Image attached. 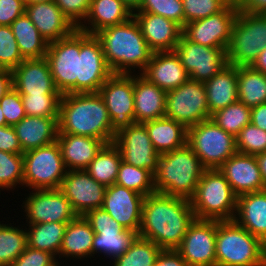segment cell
I'll return each instance as SVG.
<instances>
[{
    "instance_id": "6",
    "label": "cell",
    "mask_w": 266,
    "mask_h": 266,
    "mask_svg": "<svg viewBox=\"0 0 266 266\" xmlns=\"http://www.w3.org/2000/svg\"><path fill=\"white\" fill-rule=\"evenodd\" d=\"M190 202L196 219L233 220L237 196L218 169H206Z\"/></svg>"
},
{
    "instance_id": "43",
    "label": "cell",
    "mask_w": 266,
    "mask_h": 266,
    "mask_svg": "<svg viewBox=\"0 0 266 266\" xmlns=\"http://www.w3.org/2000/svg\"><path fill=\"white\" fill-rule=\"evenodd\" d=\"M23 154L0 151V188L12 190L17 185L23 186Z\"/></svg>"
},
{
    "instance_id": "28",
    "label": "cell",
    "mask_w": 266,
    "mask_h": 266,
    "mask_svg": "<svg viewBox=\"0 0 266 266\" xmlns=\"http://www.w3.org/2000/svg\"><path fill=\"white\" fill-rule=\"evenodd\" d=\"M67 171L85 170L105 143L93 137L58 133L57 140Z\"/></svg>"
},
{
    "instance_id": "15",
    "label": "cell",
    "mask_w": 266,
    "mask_h": 266,
    "mask_svg": "<svg viewBox=\"0 0 266 266\" xmlns=\"http://www.w3.org/2000/svg\"><path fill=\"white\" fill-rule=\"evenodd\" d=\"M174 51L193 81L204 83L228 64L226 49L193 43L183 34Z\"/></svg>"
},
{
    "instance_id": "42",
    "label": "cell",
    "mask_w": 266,
    "mask_h": 266,
    "mask_svg": "<svg viewBox=\"0 0 266 266\" xmlns=\"http://www.w3.org/2000/svg\"><path fill=\"white\" fill-rule=\"evenodd\" d=\"M250 115L251 108L237 101L215 112L210 118L224 131L236 137L250 123Z\"/></svg>"
},
{
    "instance_id": "49",
    "label": "cell",
    "mask_w": 266,
    "mask_h": 266,
    "mask_svg": "<svg viewBox=\"0 0 266 266\" xmlns=\"http://www.w3.org/2000/svg\"><path fill=\"white\" fill-rule=\"evenodd\" d=\"M0 106L7 126H14L26 116L21 95L13 87L0 99Z\"/></svg>"
},
{
    "instance_id": "14",
    "label": "cell",
    "mask_w": 266,
    "mask_h": 266,
    "mask_svg": "<svg viewBox=\"0 0 266 266\" xmlns=\"http://www.w3.org/2000/svg\"><path fill=\"white\" fill-rule=\"evenodd\" d=\"M112 75L99 39L95 35L80 31L79 78H76V93H98L100 87Z\"/></svg>"
},
{
    "instance_id": "62",
    "label": "cell",
    "mask_w": 266,
    "mask_h": 266,
    "mask_svg": "<svg viewBox=\"0 0 266 266\" xmlns=\"http://www.w3.org/2000/svg\"><path fill=\"white\" fill-rule=\"evenodd\" d=\"M0 126H7L1 106H0Z\"/></svg>"
},
{
    "instance_id": "54",
    "label": "cell",
    "mask_w": 266,
    "mask_h": 266,
    "mask_svg": "<svg viewBox=\"0 0 266 266\" xmlns=\"http://www.w3.org/2000/svg\"><path fill=\"white\" fill-rule=\"evenodd\" d=\"M153 266H188L177 250L162 249Z\"/></svg>"
},
{
    "instance_id": "13",
    "label": "cell",
    "mask_w": 266,
    "mask_h": 266,
    "mask_svg": "<svg viewBox=\"0 0 266 266\" xmlns=\"http://www.w3.org/2000/svg\"><path fill=\"white\" fill-rule=\"evenodd\" d=\"M98 93L106 104L115 133L135 123L133 74H113Z\"/></svg>"
},
{
    "instance_id": "45",
    "label": "cell",
    "mask_w": 266,
    "mask_h": 266,
    "mask_svg": "<svg viewBox=\"0 0 266 266\" xmlns=\"http://www.w3.org/2000/svg\"><path fill=\"white\" fill-rule=\"evenodd\" d=\"M237 151L256 156L266 152V131L251 122L244 126L236 136Z\"/></svg>"
},
{
    "instance_id": "64",
    "label": "cell",
    "mask_w": 266,
    "mask_h": 266,
    "mask_svg": "<svg viewBox=\"0 0 266 266\" xmlns=\"http://www.w3.org/2000/svg\"><path fill=\"white\" fill-rule=\"evenodd\" d=\"M264 266H266V242H265Z\"/></svg>"
},
{
    "instance_id": "63",
    "label": "cell",
    "mask_w": 266,
    "mask_h": 266,
    "mask_svg": "<svg viewBox=\"0 0 266 266\" xmlns=\"http://www.w3.org/2000/svg\"><path fill=\"white\" fill-rule=\"evenodd\" d=\"M245 0H233V5L240 6Z\"/></svg>"
},
{
    "instance_id": "44",
    "label": "cell",
    "mask_w": 266,
    "mask_h": 266,
    "mask_svg": "<svg viewBox=\"0 0 266 266\" xmlns=\"http://www.w3.org/2000/svg\"><path fill=\"white\" fill-rule=\"evenodd\" d=\"M26 116L59 117L61 95H21Z\"/></svg>"
},
{
    "instance_id": "29",
    "label": "cell",
    "mask_w": 266,
    "mask_h": 266,
    "mask_svg": "<svg viewBox=\"0 0 266 266\" xmlns=\"http://www.w3.org/2000/svg\"><path fill=\"white\" fill-rule=\"evenodd\" d=\"M59 117L25 116L13 128L23 152L57 140Z\"/></svg>"
},
{
    "instance_id": "7",
    "label": "cell",
    "mask_w": 266,
    "mask_h": 266,
    "mask_svg": "<svg viewBox=\"0 0 266 266\" xmlns=\"http://www.w3.org/2000/svg\"><path fill=\"white\" fill-rule=\"evenodd\" d=\"M266 47V14L239 9L226 49L229 64L251 66Z\"/></svg>"
},
{
    "instance_id": "51",
    "label": "cell",
    "mask_w": 266,
    "mask_h": 266,
    "mask_svg": "<svg viewBox=\"0 0 266 266\" xmlns=\"http://www.w3.org/2000/svg\"><path fill=\"white\" fill-rule=\"evenodd\" d=\"M62 13L78 28L86 18L91 0H54Z\"/></svg>"
},
{
    "instance_id": "8",
    "label": "cell",
    "mask_w": 266,
    "mask_h": 266,
    "mask_svg": "<svg viewBox=\"0 0 266 266\" xmlns=\"http://www.w3.org/2000/svg\"><path fill=\"white\" fill-rule=\"evenodd\" d=\"M187 144L206 169H218L237 153L236 137L211 118L188 128Z\"/></svg>"
},
{
    "instance_id": "55",
    "label": "cell",
    "mask_w": 266,
    "mask_h": 266,
    "mask_svg": "<svg viewBox=\"0 0 266 266\" xmlns=\"http://www.w3.org/2000/svg\"><path fill=\"white\" fill-rule=\"evenodd\" d=\"M250 122L266 131V103L251 108Z\"/></svg>"
},
{
    "instance_id": "11",
    "label": "cell",
    "mask_w": 266,
    "mask_h": 266,
    "mask_svg": "<svg viewBox=\"0 0 266 266\" xmlns=\"http://www.w3.org/2000/svg\"><path fill=\"white\" fill-rule=\"evenodd\" d=\"M165 116L187 129L210 118L203 82L189 79L166 94Z\"/></svg>"
},
{
    "instance_id": "5",
    "label": "cell",
    "mask_w": 266,
    "mask_h": 266,
    "mask_svg": "<svg viewBox=\"0 0 266 266\" xmlns=\"http://www.w3.org/2000/svg\"><path fill=\"white\" fill-rule=\"evenodd\" d=\"M216 266H264L265 243L234 220H217Z\"/></svg>"
},
{
    "instance_id": "48",
    "label": "cell",
    "mask_w": 266,
    "mask_h": 266,
    "mask_svg": "<svg viewBox=\"0 0 266 266\" xmlns=\"http://www.w3.org/2000/svg\"><path fill=\"white\" fill-rule=\"evenodd\" d=\"M182 3L185 24L217 14L228 5L224 0H182Z\"/></svg>"
},
{
    "instance_id": "2",
    "label": "cell",
    "mask_w": 266,
    "mask_h": 266,
    "mask_svg": "<svg viewBox=\"0 0 266 266\" xmlns=\"http://www.w3.org/2000/svg\"><path fill=\"white\" fill-rule=\"evenodd\" d=\"M58 133L93 137L113 143L116 133L99 93H65L59 103Z\"/></svg>"
},
{
    "instance_id": "3",
    "label": "cell",
    "mask_w": 266,
    "mask_h": 266,
    "mask_svg": "<svg viewBox=\"0 0 266 266\" xmlns=\"http://www.w3.org/2000/svg\"><path fill=\"white\" fill-rule=\"evenodd\" d=\"M99 39L105 61L113 74H132L135 68L144 71L153 52L143 37L134 17L107 27L95 34Z\"/></svg>"
},
{
    "instance_id": "25",
    "label": "cell",
    "mask_w": 266,
    "mask_h": 266,
    "mask_svg": "<svg viewBox=\"0 0 266 266\" xmlns=\"http://www.w3.org/2000/svg\"><path fill=\"white\" fill-rule=\"evenodd\" d=\"M25 13L48 43L68 37L77 29L54 1L25 5Z\"/></svg>"
},
{
    "instance_id": "18",
    "label": "cell",
    "mask_w": 266,
    "mask_h": 266,
    "mask_svg": "<svg viewBox=\"0 0 266 266\" xmlns=\"http://www.w3.org/2000/svg\"><path fill=\"white\" fill-rule=\"evenodd\" d=\"M217 220L195 219L176 249L188 266H216Z\"/></svg>"
},
{
    "instance_id": "17",
    "label": "cell",
    "mask_w": 266,
    "mask_h": 266,
    "mask_svg": "<svg viewBox=\"0 0 266 266\" xmlns=\"http://www.w3.org/2000/svg\"><path fill=\"white\" fill-rule=\"evenodd\" d=\"M32 192V193H31ZM22 203L26 223L60 222L68 224L78 215L59 189L32 190Z\"/></svg>"
},
{
    "instance_id": "27",
    "label": "cell",
    "mask_w": 266,
    "mask_h": 266,
    "mask_svg": "<svg viewBox=\"0 0 266 266\" xmlns=\"http://www.w3.org/2000/svg\"><path fill=\"white\" fill-rule=\"evenodd\" d=\"M133 74L135 123L165 117L167 92L149 82L141 74Z\"/></svg>"
},
{
    "instance_id": "57",
    "label": "cell",
    "mask_w": 266,
    "mask_h": 266,
    "mask_svg": "<svg viewBox=\"0 0 266 266\" xmlns=\"http://www.w3.org/2000/svg\"><path fill=\"white\" fill-rule=\"evenodd\" d=\"M13 87L12 71L8 69H0V99Z\"/></svg>"
},
{
    "instance_id": "56",
    "label": "cell",
    "mask_w": 266,
    "mask_h": 266,
    "mask_svg": "<svg viewBox=\"0 0 266 266\" xmlns=\"http://www.w3.org/2000/svg\"><path fill=\"white\" fill-rule=\"evenodd\" d=\"M239 9L249 13L266 14V0H245Z\"/></svg>"
},
{
    "instance_id": "40",
    "label": "cell",
    "mask_w": 266,
    "mask_h": 266,
    "mask_svg": "<svg viewBox=\"0 0 266 266\" xmlns=\"http://www.w3.org/2000/svg\"><path fill=\"white\" fill-rule=\"evenodd\" d=\"M115 184L132 189L143 196L155 193L154 174L148 169L135 167L122 161Z\"/></svg>"
},
{
    "instance_id": "53",
    "label": "cell",
    "mask_w": 266,
    "mask_h": 266,
    "mask_svg": "<svg viewBox=\"0 0 266 266\" xmlns=\"http://www.w3.org/2000/svg\"><path fill=\"white\" fill-rule=\"evenodd\" d=\"M0 151L23 154L13 126H0Z\"/></svg>"
},
{
    "instance_id": "52",
    "label": "cell",
    "mask_w": 266,
    "mask_h": 266,
    "mask_svg": "<svg viewBox=\"0 0 266 266\" xmlns=\"http://www.w3.org/2000/svg\"><path fill=\"white\" fill-rule=\"evenodd\" d=\"M25 13L23 0H0V25L10 26L12 22Z\"/></svg>"
},
{
    "instance_id": "23",
    "label": "cell",
    "mask_w": 266,
    "mask_h": 266,
    "mask_svg": "<svg viewBox=\"0 0 266 266\" xmlns=\"http://www.w3.org/2000/svg\"><path fill=\"white\" fill-rule=\"evenodd\" d=\"M218 170L229 182L237 197L246 193L266 190L257 159L253 155L237 152Z\"/></svg>"
},
{
    "instance_id": "34",
    "label": "cell",
    "mask_w": 266,
    "mask_h": 266,
    "mask_svg": "<svg viewBox=\"0 0 266 266\" xmlns=\"http://www.w3.org/2000/svg\"><path fill=\"white\" fill-rule=\"evenodd\" d=\"M95 232L84 216H77L66 226L62 245L57 257L91 258ZM71 257V258H70Z\"/></svg>"
},
{
    "instance_id": "10",
    "label": "cell",
    "mask_w": 266,
    "mask_h": 266,
    "mask_svg": "<svg viewBox=\"0 0 266 266\" xmlns=\"http://www.w3.org/2000/svg\"><path fill=\"white\" fill-rule=\"evenodd\" d=\"M80 30L68 37L48 43V60L54 84L60 94L76 93L79 78Z\"/></svg>"
},
{
    "instance_id": "38",
    "label": "cell",
    "mask_w": 266,
    "mask_h": 266,
    "mask_svg": "<svg viewBox=\"0 0 266 266\" xmlns=\"http://www.w3.org/2000/svg\"><path fill=\"white\" fill-rule=\"evenodd\" d=\"M121 162L119 148L114 143H109L102 147L85 170L95 181L107 187L115 184Z\"/></svg>"
},
{
    "instance_id": "41",
    "label": "cell",
    "mask_w": 266,
    "mask_h": 266,
    "mask_svg": "<svg viewBox=\"0 0 266 266\" xmlns=\"http://www.w3.org/2000/svg\"><path fill=\"white\" fill-rule=\"evenodd\" d=\"M162 249L152 241L138 236L130 248L113 260V266H153Z\"/></svg>"
},
{
    "instance_id": "26",
    "label": "cell",
    "mask_w": 266,
    "mask_h": 266,
    "mask_svg": "<svg viewBox=\"0 0 266 266\" xmlns=\"http://www.w3.org/2000/svg\"><path fill=\"white\" fill-rule=\"evenodd\" d=\"M141 75L166 92L190 79L175 51L153 53Z\"/></svg>"
},
{
    "instance_id": "50",
    "label": "cell",
    "mask_w": 266,
    "mask_h": 266,
    "mask_svg": "<svg viewBox=\"0 0 266 266\" xmlns=\"http://www.w3.org/2000/svg\"><path fill=\"white\" fill-rule=\"evenodd\" d=\"M53 254L27 246L10 266H61Z\"/></svg>"
},
{
    "instance_id": "46",
    "label": "cell",
    "mask_w": 266,
    "mask_h": 266,
    "mask_svg": "<svg viewBox=\"0 0 266 266\" xmlns=\"http://www.w3.org/2000/svg\"><path fill=\"white\" fill-rule=\"evenodd\" d=\"M134 13H153L175 21L182 28L185 26L182 0H143Z\"/></svg>"
},
{
    "instance_id": "24",
    "label": "cell",
    "mask_w": 266,
    "mask_h": 266,
    "mask_svg": "<svg viewBox=\"0 0 266 266\" xmlns=\"http://www.w3.org/2000/svg\"><path fill=\"white\" fill-rule=\"evenodd\" d=\"M133 17L153 53L175 50L183 31L179 24L153 13H133Z\"/></svg>"
},
{
    "instance_id": "37",
    "label": "cell",
    "mask_w": 266,
    "mask_h": 266,
    "mask_svg": "<svg viewBox=\"0 0 266 266\" xmlns=\"http://www.w3.org/2000/svg\"><path fill=\"white\" fill-rule=\"evenodd\" d=\"M27 232V246L46 251L55 257L59 255L67 224L47 222L29 224Z\"/></svg>"
},
{
    "instance_id": "4",
    "label": "cell",
    "mask_w": 266,
    "mask_h": 266,
    "mask_svg": "<svg viewBox=\"0 0 266 266\" xmlns=\"http://www.w3.org/2000/svg\"><path fill=\"white\" fill-rule=\"evenodd\" d=\"M205 170L188 144L161 154L154 173L155 191L190 200Z\"/></svg>"
},
{
    "instance_id": "31",
    "label": "cell",
    "mask_w": 266,
    "mask_h": 266,
    "mask_svg": "<svg viewBox=\"0 0 266 266\" xmlns=\"http://www.w3.org/2000/svg\"><path fill=\"white\" fill-rule=\"evenodd\" d=\"M131 17L133 12L121 0H91L88 14L77 29L95 35L107 27L124 23Z\"/></svg>"
},
{
    "instance_id": "32",
    "label": "cell",
    "mask_w": 266,
    "mask_h": 266,
    "mask_svg": "<svg viewBox=\"0 0 266 266\" xmlns=\"http://www.w3.org/2000/svg\"><path fill=\"white\" fill-rule=\"evenodd\" d=\"M211 117L215 112L238 101L237 66L227 64L210 80L204 82Z\"/></svg>"
},
{
    "instance_id": "58",
    "label": "cell",
    "mask_w": 266,
    "mask_h": 266,
    "mask_svg": "<svg viewBox=\"0 0 266 266\" xmlns=\"http://www.w3.org/2000/svg\"><path fill=\"white\" fill-rule=\"evenodd\" d=\"M251 66L266 75V47L260 52Z\"/></svg>"
},
{
    "instance_id": "1",
    "label": "cell",
    "mask_w": 266,
    "mask_h": 266,
    "mask_svg": "<svg viewBox=\"0 0 266 266\" xmlns=\"http://www.w3.org/2000/svg\"><path fill=\"white\" fill-rule=\"evenodd\" d=\"M195 219L190 200L155 192L144 198L139 236L176 250Z\"/></svg>"
},
{
    "instance_id": "20",
    "label": "cell",
    "mask_w": 266,
    "mask_h": 266,
    "mask_svg": "<svg viewBox=\"0 0 266 266\" xmlns=\"http://www.w3.org/2000/svg\"><path fill=\"white\" fill-rule=\"evenodd\" d=\"M59 190L70 201L78 216L102 208L106 186L95 181L86 170L67 171Z\"/></svg>"
},
{
    "instance_id": "30",
    "label": "cell",
    "mask_w": 266,
    "mask_h": 266,
    "mask_svg": "<svg viewBox=\"0 0 266 266\" xmlns=\"http://www.w3.org/2000/svg\"><path fill=\"white\" fill-rule=\"evenodd\" d=\"M233 220L265 243L266 190L238 196Z\"/></svg>"
},
{
    "instance_id": "65",
    "label": "cell",
    "mask_w": 266,
    "mask_h": 266,
    "mask_svg": "<svg viewBox=\"0 0 266 266\" xmlns=\"http://www.w3.org/2000/svg\"><path fill=\"white\" fill-rule=\"evenodd\" d=\"M227 4H232L233 5V0H224Z\"/></svg>"
},
{
    "instance_id": "22",
    "label": "cell",
    "mask_w": 266,
    "mask_h": 266,
    "mask_svg": "<svg viewBox=\"0 0 266 266\" xmlns=\"http://www.w3.org/2000/svg\"><path fill=\"white\" fill-rule=\"evenodd\" d=\"M12 85L20 95H61L46 58L24 59L12 70Z\"/></svg>"
},
{
    "instance_id": "59",
    "label": "cell",
    "mask_w": 266,
    "mask_h": 266,
    "mask_svg": "<svg viewBox=\"0 0 266 266\" xmlns=\"http://www.w3.org/2000/svg\"><path fill=\"white\" fill-rule=\"evenodd\" d=\"M261 171V176L266 188V152L255 156Z\"/></svg>"
},
{
    "instance_id": "12",
    "label": "cell",
    "mask_w": 266,
    "mask_h": 266,
    "mask_svg": "<svg viewBox=\"0 0 266 266\" xmlns=\"http://www.w3.org/2000/svg\"><path fill=\"white\" fill-rule=\"evenodd\" d=\"M95 232L92 243V256L99 253L115 259L123 255L139 236L138 232L124 229L103 208L87 212L84 215Z\"/></svg>"
},
{
    "instance_id": "9",
    "label": "cell",
    "mask_w": 266,
    "mask_h": 266,
    "mask_svg": "<svg viewBox=\"0 0 266 266\" xmlns=\"http://www.w3.org/2000/svg\"><path fill=\"white\" fill-rule=\"evenodd\" d=\"M23 186L33 190L59 189L67 172L57 141L23 153Z\"/></svg>"
},
{
    "instance_id": "21",
    "label": "cell",
    "mask_w": 266,
    "mask_h": 266,
    "mask_svg": "<svg viewBox=\"0 0 266 266\" xmlns=\"http://www.w3.org/2000/svg\"><path fill=\"white\" fill-rule=\"evenodd\" d=\"M145 196L117 184L107 186L102 208L124 229L139 233Z\"/></svg>"
},
{
    "instance_id": "33",
    "label": "cell",
    "mask_w": 266,
    "mask_h": 266,
    "mask_svg": "<svg viewBox=\"0 0 266 266\" xmlns=\"http://www.w3.org/2000/svg\"><path fill=\"white\" fill-rule=\"evenodd\" d=\"M151 143L159 155L179 149L187 144L188 129L174 119L161 117L143 123Z\"/></svg>"
},
{
    "instance_id": "36",
    "label": "cell",
    "mask_w": 266,
    "mask_h": 266,
    "mask_svg": "<svg viewBox=\"0 0 266 266\" xmlns=\"http://www.w3.org/2000/svg\"><path fill=\"white\" fill-rule=\"evenodd\" d=\"M238 101L253 108L266 103V75L252 66H237Z\"/></svg>"
},
{
    "instance_id": "19",
    "label": "cell",
    "mask_w": 266,
    "mask_h": 266,
    "mask_svg": "<svg viewBox=\"0 0 266 266\" xmlns=\"http://www.w3.org/2000/svg\"><path fill=\"white\" fill-rule=\"evenodd\" d=\"M120 150L122 161L135 167L157 171L159 153L151 143L146 126L143 123L119 130L113 142Z\"/></svg>"
},
{
    "instance_id": "60",
    "label": "cell",
    "mask_w": 266,
    "mask_h": 266,
    "mask_svg": "<svg viewBox=\"0 0 266 266\" xmlns=\"http://www.w3.org/2000/svg\"><path fill=\"white\" fill-rule=\"evenodd\" d=\"M133 13L136 12L143 0H121Z\"/></svg>"
},
{
    "instance_id": "35",
    "label": "cell",
    "mask_w": 266,
    "mask_h": 266,
    "mask_svg": "<svg viewBox=\"0 0 266 266\" xmlns=\"http://www.w3.org/2000/svg\"><path fill=\"white\" fill-rule=\"evenodd\" d=\"M10 27L24 59L46 57L48 42L42 37L26 13L16 18Z\"/></svg>"
},
{
    "instance_id": "39",
    "label": "cell",
    "mask_w": 266,
    "mask_h": 266,
    "mask_svg": "<svg viewBox=\"0 0 266 266\" xmlns=\"http://www.w3.org/2000/svg\"><path fill=\"white\" fill-rule=\"evenodd\" d=\"M27 247V232L0 222V266H10Z\"/></svg>"
},
{
    "instance_id": "61",
    "label": "cell",
    "mask_w": 266,
    "mask_h": 266,
    "mask_svg": "<svg viewBox=\"0 0 266 266\" xmlns=\"http://www.w3.org/2000/svg\"><path fill=\"white\" fill-rule=\"evenodd\" d=\"M25 5H31L34 3L53 2L54 0H23Z\"/></svg>"
},
{
    "instance_id": "16",
    "label": "cell",
    "mask_w": 266,
    "mask_h": 266,
    "mask_svg": "<svg viewBox=\"0 0 266 266\" xmlns=\"http://www.w3.org/2000/svg\"><path fill=\"white\" fill-rule=\"evenodd\" d=\"M238 11L239 6L228 4L217 14L185 24L182 34L193 43L227 49Z\"/></svg>"
},
{
    "instance_id": "47",
    "label": "cell",
    "mask_w": 266,
    "mask_h": 266,
    "mask_svg": "<svg viewBox=\"0 0 266 266\" xmlns=\"http://www.w3.org/2000/svg\"><path fill=\"white\" fill-rule=\"evenodd\" d=\"M23 60L11 27L0 25V65L12 71Z\"/></svg>"
}]
</instances>
